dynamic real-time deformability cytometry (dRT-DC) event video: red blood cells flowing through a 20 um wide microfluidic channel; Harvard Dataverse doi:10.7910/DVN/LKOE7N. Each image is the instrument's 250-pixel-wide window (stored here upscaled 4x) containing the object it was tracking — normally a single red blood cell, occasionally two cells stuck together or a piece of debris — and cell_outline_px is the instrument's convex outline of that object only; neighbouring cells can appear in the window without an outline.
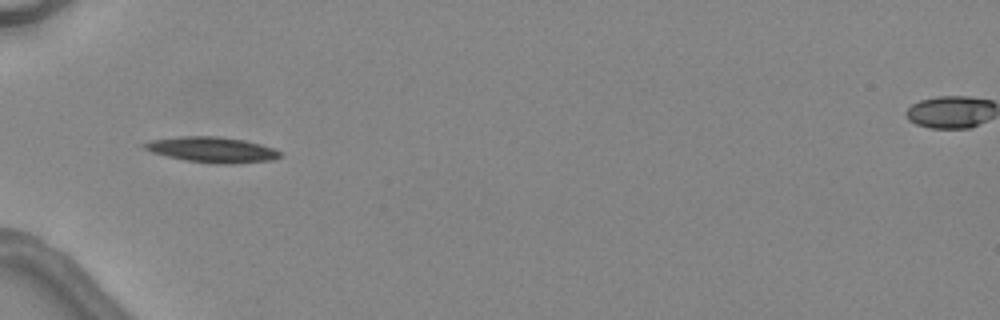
{"species": "common noctule bat (a hibernating species)", "species_latin": "Nyctalus noctula", "temperature_condition": "warm", "stored_images_in_passage": 4, "camera_frame_rate_fps": 3000, "um_per_image_px": 0.085, "animal": {"sex": "female", "body_mass_g": 24.6, "forearm_length_mm": 56.2}, "frame": {"image": 1, "passage_image": 3, "time_ms": 2.333, "image_size_px": [1000, 320], "cell_outline_px": [[280, 156], [272, 160], [224, 164], [220, 164], [188, 160], [168, 156], [152, 152], [144, 148], [140, 144], [152, 140], [184, 136], [220, 136], [244, 140], [276, 148], [280, 152]], "centroid_in_image_um": [18.04, 12.71], "position_along_channel_um": 67.0, "area_um2": 19.88}}